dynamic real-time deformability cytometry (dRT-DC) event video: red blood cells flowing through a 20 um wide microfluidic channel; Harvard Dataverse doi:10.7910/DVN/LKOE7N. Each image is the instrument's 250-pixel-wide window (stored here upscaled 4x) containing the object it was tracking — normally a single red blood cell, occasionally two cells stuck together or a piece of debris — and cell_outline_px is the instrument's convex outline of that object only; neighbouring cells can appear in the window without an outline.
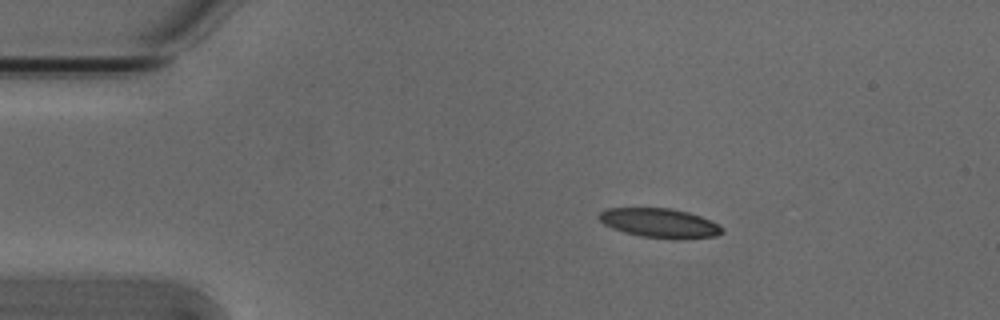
{"species": "Egyptian fruit bat (a non-hibernating species)", "species_latin": "Rousettus aegyptiacus", "temperature_condition": "cold", "stored_images_in_passage": 5, "camera_frame_rate_fps": 3000, "um_per_image_px": 0.085, "animal": {"sex": "male"}, "frame": {"image": 1, "passage_image": 1, "time_ms": 0.0, "image_size_px": [1000, 320], "cell_outline_px": [[724, 232], [716, 236], [680, 240], [672, 240], [640, 236], [624, 232], [612, 228], [604, 224], [596, 216], [604, 208], [672, 208], [688, 212], [700, 216], [724, 228]], "centroid_in_image_um": [56.06, 18.97], "position_along_channel_um": 28.9, "area_um2": 21.33}}
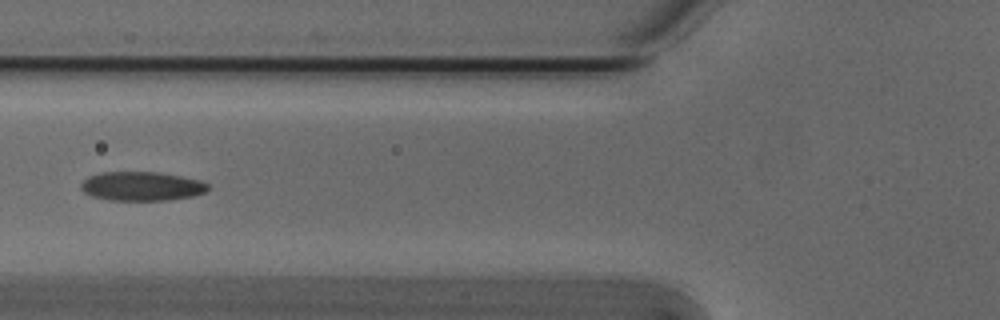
{"frame": {"image": 2, "passage_image": 4, "time_ms": 1.0, "image_size_px": [1000, 320], "cell_outline_px": [[212, 188], [208, 192], [192, 196], [168, 200], [108, 200], [92, 196], [84, 192], [80, 188], [80, 184], [88, 176], [100, 172], [156, 172], [180, 176], [200, 180], [208, 184]], "centroid_in_image_um": [12.06, 15.83], "position_along_channel_um": 113.7, "area_um2": 21.68}}
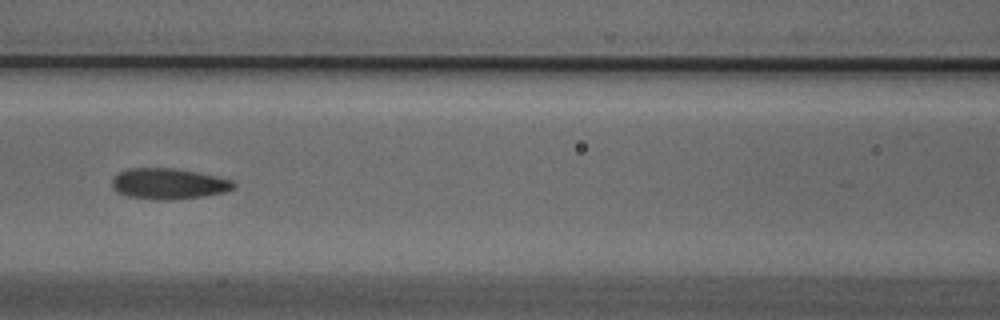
{"frame": {"image": 3, "passage_image": 5, "time_ms": 1.333, "image_size_px": [1000, 320], "cell_outline_px": [[236, 184], [232, 188], [224, 192], [204, 196], [172, 200], [156, 200], [128, 196], [116, 192], [112, 188], [112, 180], [120, 172], [128, 168], [176, 168], [216, 176], [232, 180]], "centroid_in_image_um": [14.31, 15.62], "position_along_channel_um": 152.3, "area_um2": 21.85}}